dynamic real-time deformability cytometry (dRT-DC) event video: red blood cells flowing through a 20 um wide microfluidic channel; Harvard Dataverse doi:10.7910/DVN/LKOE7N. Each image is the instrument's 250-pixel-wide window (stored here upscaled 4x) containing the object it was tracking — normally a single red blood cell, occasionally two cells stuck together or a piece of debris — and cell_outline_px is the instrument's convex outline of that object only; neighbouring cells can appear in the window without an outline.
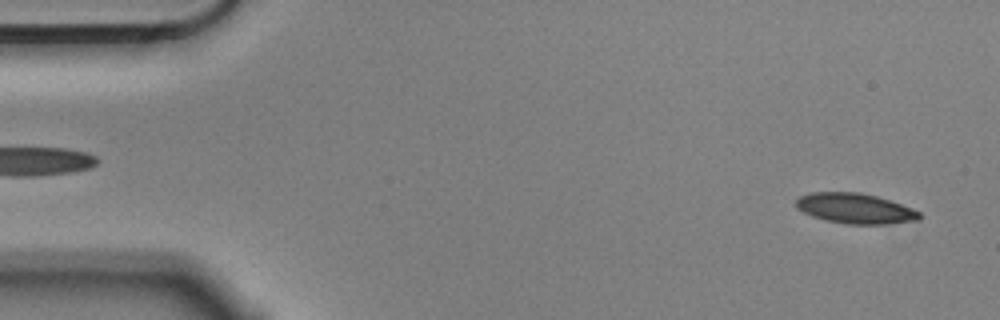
{"species": "Egyptian fruit bat (a non-hibernating species)", "species_latin": "Rousettus aegyptiacus", "temperature_condition": "cold", "stored_images_in_passage": 56, "camera_frame_rate_fps": 3000, "um_per_image_px": 0.085, "animal": {"sex": "male"}, "frame": {"image": 1, "passage_image": 2, "time_ms": 0.333, "image_size_px": [1000, 320], "cell_outline_px": [[920, 220], [884, 224], [848, 224], [824, 220], [812, 216], [796, 208], [796, 200], [800, 196], [812, 192], [860, 192], [876, 196], [912, 208], [920, 212]], "centroid_in_image_um": [72.67, 17.72], "position_along_channel_um": 12.3, "area_um2": 21.68}}
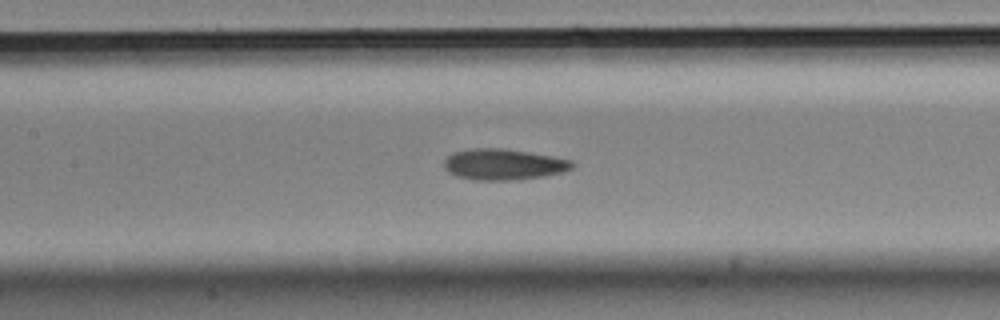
{"frame": {"image": 2, "passage_image": 24, "time_ms": 7.667, "image_size_px": [1000, 320], "cell_outline_px": [[576, 164], [572, 168], [564, 172], [544, 176], [516, 180], [472, 180], [456, 176], [448, 172], [444, 168], [444, 160], [452, 152], [472, 148], [504, 148], [552, 156], [572, 160]], "centroid_in_image_um": [42.79, 13.97], "position_along_channel_um": 164.6, "area_um2": 23.41}}
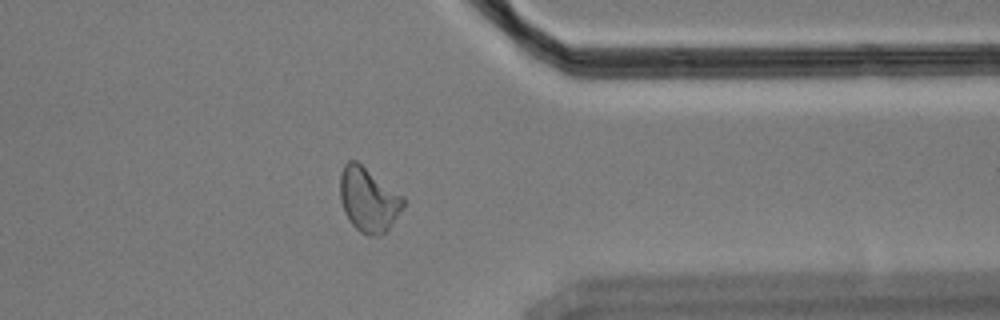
{"frame": {"image": 3, "passage_image": 43, "time_ms": 14.0, "image_size_px": [1000, 320], "cell_outline_px": [[404, 204], [388, 228], [380, 236], [368, 236], [360, 232], [348, 220], [344, 212], [340, 200], [340, 172], [344, 164], [348, 160], [356, 160], [404, 196]], "centroid_in_image_um": [31.28, 16.95], "position_along_channel_um": 380.1, "area_um2": 23.64}, "authors_computed_cell_mechanics": {"area_um2": 22.6576, "velocity_mm_per_s": 3.5571, "shape_relaxation_time_tau1_ms": 5.953, "shape_relaxation_time_tau2_ms": 4.2873, "deformation_change_tau1": 0.1384, "deformation_change_tau2": 0.1022}}